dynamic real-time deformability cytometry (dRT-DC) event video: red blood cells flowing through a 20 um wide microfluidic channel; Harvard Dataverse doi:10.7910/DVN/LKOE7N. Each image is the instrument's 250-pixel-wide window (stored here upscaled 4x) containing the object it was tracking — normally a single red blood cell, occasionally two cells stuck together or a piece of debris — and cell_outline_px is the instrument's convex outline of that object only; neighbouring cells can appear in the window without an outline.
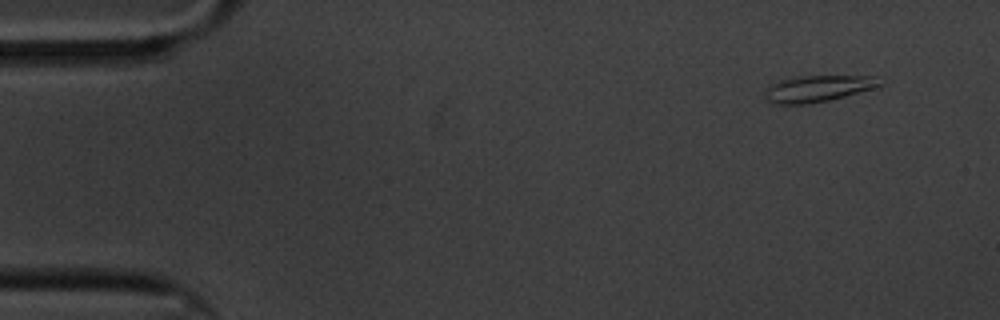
{"species": "common noctule bat (a hibernating species)", "species_latin": "Nyctalus noctula", "temperature_condition": "cold", "stored_images_in_passage": 55, "camera_frame_rate_fps": 3000, "um_per_image_px": 0.085, "animal": {"sex": "male", "body_mass_g": 20.1, "forearm_length_mm": 53.5}, "frame": {"image": 1, "passage_image": 1, "time_ms": 0.0, "image_size_px": [1000, 320], "cell_outline_px": [[884, 84], [880, 88], [828, 100], [808, 104], [772, 104], [764, 96], [764, 88], [768, 84], [784, 76], [876, 76]], "centroid_in_image_um": [69.48, 7.51], "position_along_channel_um": 15.5, "area_um2": 18.5}}
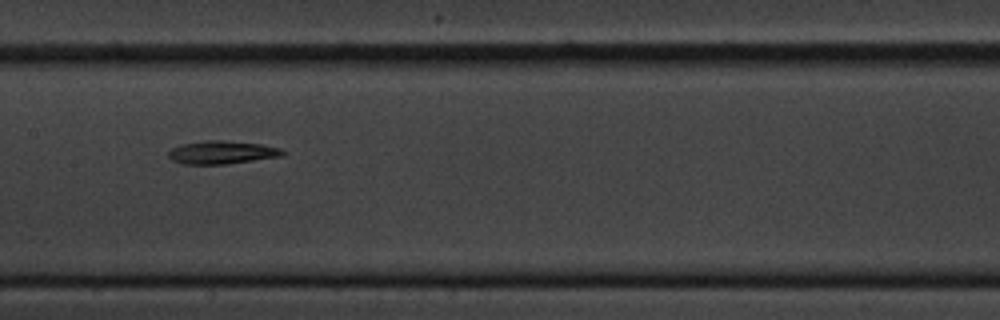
{"frame": {"image": 2, "passage_image": 26, "time_ms": 8.333, "image_size_px": [1000, 320], "cell_outline_px": [[288, 152], [284, 156], [224, 164], [184, 164], [172, 160], [168, 156], [168, 152], [172, 148], [180, 144], [204, 140], [224, 140], [260, 144], [280, 148]], "centroid_in_image_um": [18.88, 12.94], "position_along_channel_um": 188.5, "area_um2": 15.49}}
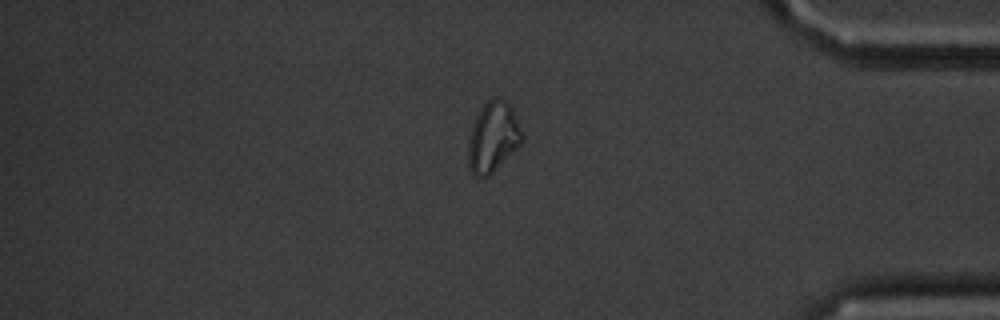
{"frame": {"image": 3, "passage_image": 47, "time_ms": 15.333, "image_size_px": [1000, 320], "cell_outline_px": [[520, 144], [488, 176], [472, 176], [468, 168], [468, 144], [472, 128], [476, 116], [484, 104], [488, 100], [496, 96], [504, 100], [512, 108], [520, 132]], "centroid_in_image_um": [41.84, 11.66], "position_along_channel_um": 393.4, "area_um2": 21.27}}